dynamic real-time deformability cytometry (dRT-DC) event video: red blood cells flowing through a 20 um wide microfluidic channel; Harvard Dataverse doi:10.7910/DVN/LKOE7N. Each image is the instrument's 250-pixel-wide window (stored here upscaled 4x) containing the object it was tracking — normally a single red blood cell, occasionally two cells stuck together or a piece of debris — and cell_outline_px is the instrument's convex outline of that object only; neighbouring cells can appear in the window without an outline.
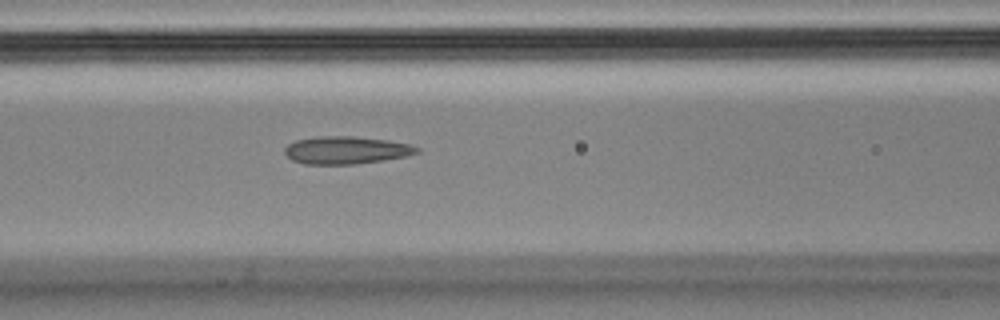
{"species": "Egyptian fruit bat (a non-hibernating species)", "species_latin": "Rousettus aegyptiacus", "temperature_condition": "cold", "stored_images_in_passage": 5, "camera_frame_rate_fps": 3000, "um_per_image_px": 0.085, "animal": {"sex": "male"}, "frame": {"image": 1, "passage_image": 5, "time_ms": 1.333, "image_size_px": [1000, 320], "cell_outline_px": [[420, 152], [408, 156], [384, 160], [356, 164], [304, 164], [292, 160], [284, 152], [284, 148], [288, 144], [296, 140], [316, 136], [352, 136], [388, 140], [412, 144], [420, 148]], "centroid_in_image_um": [29.46, 12.76], "position_along_channel_um": 137.1, "area_um2": 21.5}}